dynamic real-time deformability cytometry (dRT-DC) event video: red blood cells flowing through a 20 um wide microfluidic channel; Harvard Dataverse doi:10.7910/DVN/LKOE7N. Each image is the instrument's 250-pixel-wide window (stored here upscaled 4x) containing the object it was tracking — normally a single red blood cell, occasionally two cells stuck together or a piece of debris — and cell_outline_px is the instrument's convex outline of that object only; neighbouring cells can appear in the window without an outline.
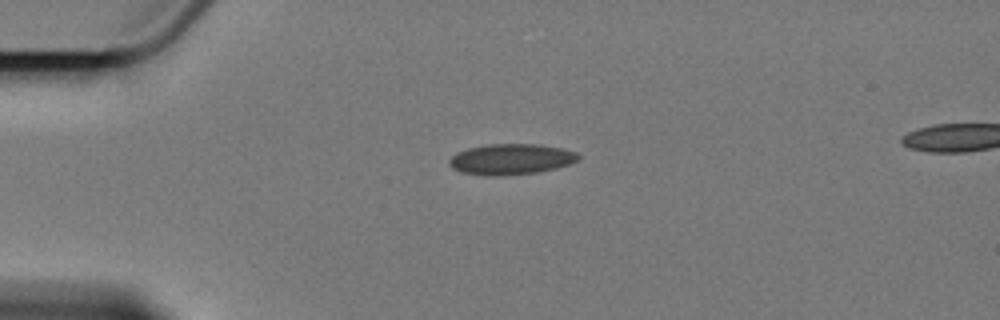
{"species": "Egyptian fruit bat (a non-hibernating species)", "species_latin": "Rousettus aegyptiacus", "temperature_condition": "cold", "stored_images_in_passage": 3, "segment_of_instrument_passage": [1, 2], "camera_frame_rate_fps": 3000, "um_per_image_px": 0.085, "animal": {"sex": "female"}, "frame": {"image": 1, "passage_image": 1, "time_ms": 0.0, "image_size_px": [1000, 320], "cell_outline_px": [[580, 160], [556, 168], [540, 172], [504, 176], [484, 176], [460, 172], [452, 168], [448, 164], [448, 160], [452, 156], [468, 148], [488, 144], [540, 144], [560, 148], [576, 152], [580, 156]], "centroid_in_image_um": [43.43, 13.55], "position_along_channel_um": 41.6, "area_um2": 23.35}}